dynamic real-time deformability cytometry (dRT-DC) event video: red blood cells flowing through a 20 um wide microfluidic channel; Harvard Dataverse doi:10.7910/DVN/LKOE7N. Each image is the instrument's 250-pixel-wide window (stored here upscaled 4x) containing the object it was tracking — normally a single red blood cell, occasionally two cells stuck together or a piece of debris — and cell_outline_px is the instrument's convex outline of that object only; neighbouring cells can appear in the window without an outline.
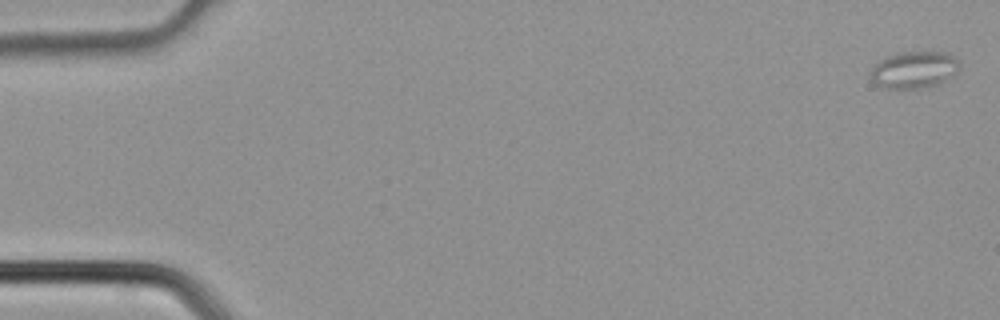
{"species": "common noctule bat (a hibernating species)", "species_latin": "Nyctalus noctula", "temperature_condition": "cold", "stored_images_in_passage": 4, "camera_frame_rate_fps": 3000, "um_per_image_px": 0.085, "animal": {"sex": "male", "body_mass_g": 21.5, "forearm_length_mm": 52.0}, "frame": {"image": 1, "passage_image": 1, "time_ms": 0.0, "image_size_px": [1000, 320], "cell_outline_px": [[960, 68], [952, 76], [936, 84], [920, 88], [884, 88], [876, 84], [872, 80], [868, 72], [884, 56], [896, 52], [948, 52], [960, 64]], "centroid_in_image_um": [77.66, 5.91], "position_along_channel_um": 7.3, "area_um2": 19.13}}
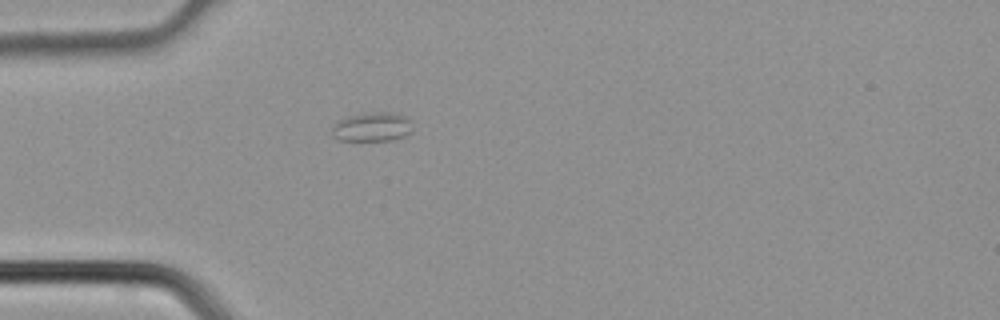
{"frame": {"image": 2, "passage_image": 4, "time_ms": 1.0, "image_size_px": [1000, 320], "cell_outline_px": [[412, 132], [404, 136], [388, 140], [340, 140], [332, 136], [332, 124], [336, 120], [360, 112], [392, 112], [404, 116], [408, 120], [412, 128]], "centroid_in_image_um": [31.57, 10.77], "position_along_channel_um": 53.4, "area_um2": 13.81}}